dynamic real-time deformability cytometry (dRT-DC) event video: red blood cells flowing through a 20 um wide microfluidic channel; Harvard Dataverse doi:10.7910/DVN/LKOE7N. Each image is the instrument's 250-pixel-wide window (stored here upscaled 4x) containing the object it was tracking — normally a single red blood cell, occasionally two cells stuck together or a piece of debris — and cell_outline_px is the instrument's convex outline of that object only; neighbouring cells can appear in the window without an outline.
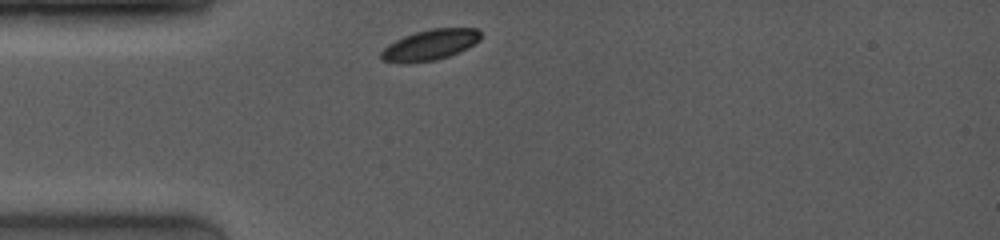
{"species": "common noctule bat (a hibernating species)", "species_latin": "Nyctalus noctula", "temperature_condition": "room temperature", "stored_images_in_passage": 45, "camera_frame_rate_fps": 4000, "um_per_image_px": 0.085, "animal": {"sex": "female", "body_mass_g": 19.0, "forearm_length_mm": 53.3}, "frame": {"image": 1, "passage_image": 1, "time_ms": 0.0, "image_size_px": [1000, 240], "cell_outline_px": [[480, 40], [448, 56], [436, 60], [412, 64], [404, 64], [380, 60], [380, 52], [388, 44], [404, 36], [416, 32], [432, 28], [476, 28], [480, 32]], "centroid_in_image_um": [36.48, 3.83], "position_along_channel_um": 48.5, "area_um2": 17.74}}
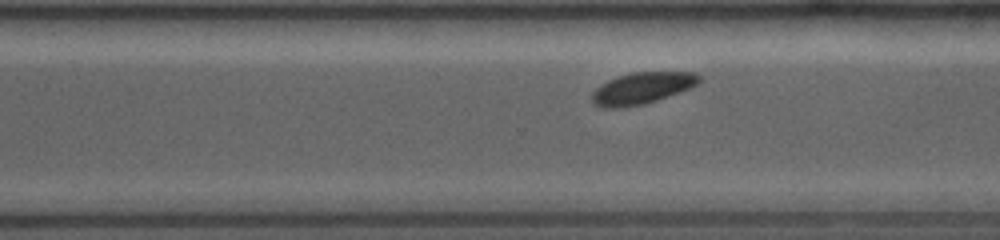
{"frame": {"image": 2, "passage_image": 29, "time_ms": 7.0, "image_size_px": [1000, 240], "cell_outline_px": [[704, 80], [700, 84], [656, 100], [644, 104], [620, 108], [600, 108], [592, 104], [592, 92], [600, 84], [608, 80], [632, 72], [692, 72], [700, 76]], "centroid_in_image_um": [54.56, 7.5], "position_along_channel_um": 316.0, "area_um2": 19.83}}
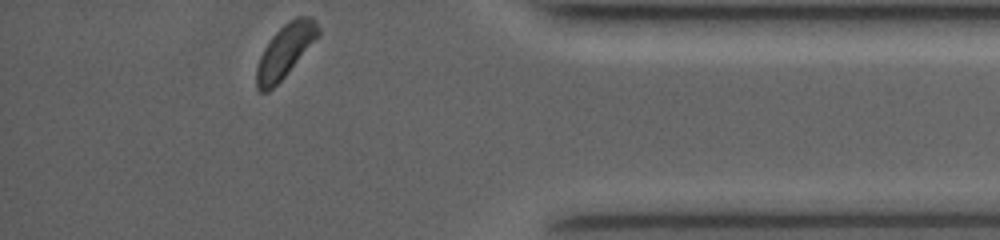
{"frame": {"image": 3, "passage_image": 45, "time_ms": 9.75, "image_size_px": [1000, 240], "cell_outline_px": [[320, 36], [284, 76], [268, 92], [260, 92], [256, 88], [256, 68], [260, 56], [264, 48], [272, 36], [288, 20], [296, 16], [312, 16], [316, 20], [320, 28]], "centroid_in_image_um": [24.26, 4.29], "position_along_channel_um": 410.9, "area_um2": 19.13}, "authors_computed_cell_mechanics": {"area_um2": 19.5942, "velocity_mm_per_s": 4.023, "shape_relaxation_time_tau1_ms": null, "shape_relaxation_time_tau2_ms": 6.3731, "deformation_change_tau1": null, "deformation_change_tau2": 0.077}}